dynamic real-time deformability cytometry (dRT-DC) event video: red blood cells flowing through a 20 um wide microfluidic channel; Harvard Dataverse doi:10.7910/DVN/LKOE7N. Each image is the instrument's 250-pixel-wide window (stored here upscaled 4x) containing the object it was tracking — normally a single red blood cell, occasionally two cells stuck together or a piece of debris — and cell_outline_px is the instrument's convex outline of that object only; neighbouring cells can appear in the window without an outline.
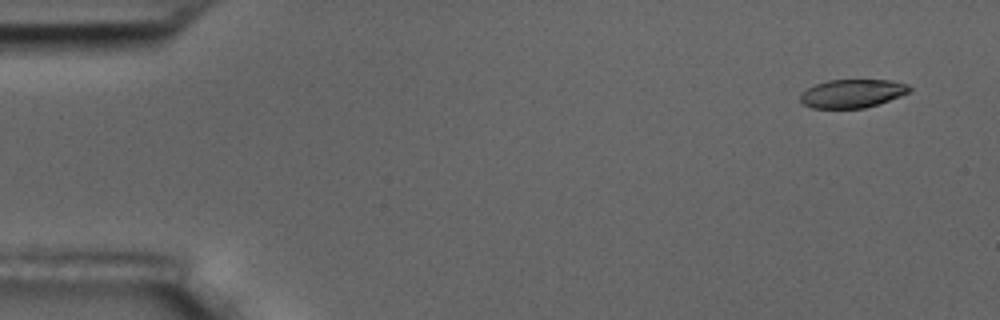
{"species": "common noctule bat (a hibernating species)", "species_latin": "Nyctalus noctula", "temperature_condition": "room temperature", "stored_images_in_passage": 5, "camera_frame_rate_fps": 3000, "um_per_image_px": 0.085, "animal": {"sex": "male", "body_mass_g": 17.5, "forearm_length_mm": 52.3}, "frame": {"image": 1, "passage_image": 2, "time_ms": 1.0, "image_size_px": [1000, 320], "cell_outline_px": [[912, 88], [908, 92], [900, 96], [864, 108], [812, 108], [804, 104], [800, 100], [800, 92], [816, 84], [828, 80], [888, 80], [908, 84]], "centroid_in_image_um": [72.42, 7.94], "position_along_channel_um": 12.6, "area_um2": 17.92}}